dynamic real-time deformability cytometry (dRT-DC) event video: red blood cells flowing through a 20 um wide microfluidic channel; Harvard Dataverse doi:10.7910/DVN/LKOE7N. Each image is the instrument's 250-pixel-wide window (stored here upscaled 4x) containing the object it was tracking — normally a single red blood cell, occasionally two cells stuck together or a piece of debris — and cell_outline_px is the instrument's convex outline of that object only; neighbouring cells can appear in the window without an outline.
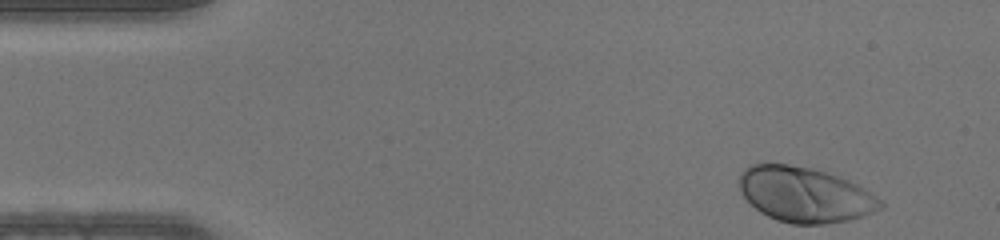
{"species": "human", "species_latin": "Homo sapiens", "temperature_condition": "warm", "stored_images_in_passage": 44, "camera_frame_rate_fps": 3000, "um_per_image_px": 0.085, "donor": {"sex": "male"}, "frame": {"image": 1, "passage_image": 1, "time_ms": 0.0, "image_size_px": [1000, 240], "cell_outline_px": [[884, 204], [880, 208], [864, 216], [848, 220], [824, 224], [792, 224], [776, 220], [760, 212], [740, 192], [736, 180], [740, 172], [744, 168], [752, 164], [764, 160], [812, 168], [848, 180], [864, 188], [876, 196]], "centroid_in_image_um": [68.33, 16.51], "position_along_channel_um": 16.7, "area_um2": 45.89}}
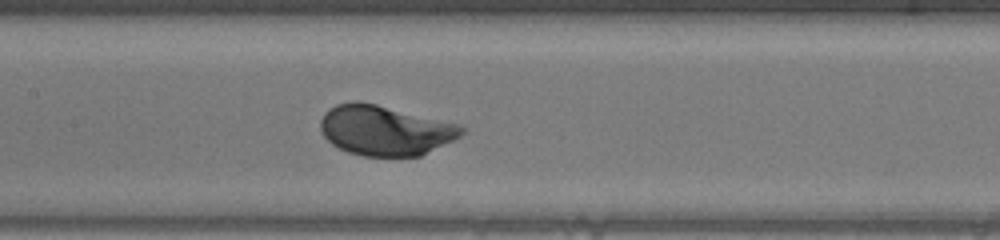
{"frame": {"image": 2, "passage_image": 19, "time_ms": 6.0, "image_size_px": [1000, 240], "cell_outline_px": [[464, 132], [460, 136], [420, 156], [364, 156], [348, 152], [332, 144], [324, 136], [320, 128], [320, 120], [324, 112], [328, 108], [336, 104], [352, 100], [356, 100], [376, 104], [460, 124], [464, 128]], "centroid_in_image_um": [32.69, 11.06], "position_along_channel_um": 174.7, "area_um2": 41.1}}
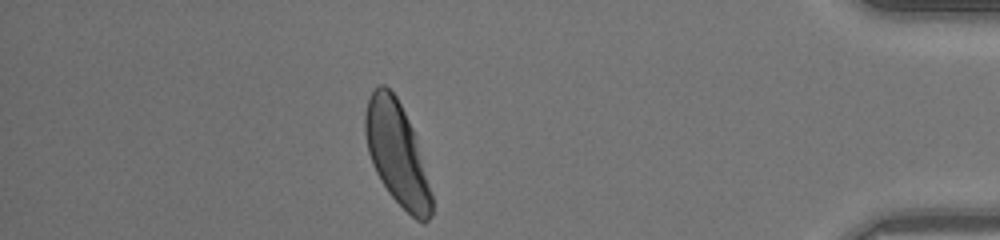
{"frame": {"image": 3, "passage_image": 38, "time_ms": 12.333, "image_size_px": [1000, 240], "cell_outline_px": [[432, 216], [424, 224], [416, 220], [388, 192], [380, 180], [372, 164], [368, 152], [364, 132], [364, 112], [368, 100], [372, 92], [380, 84], [384, 84], [396, 96], [412, 128], [432, 196]], "centroid_in_image_um": [33.71, 13.06], "position_along_channel_um": 401.5, "area_um2": 39.07}}